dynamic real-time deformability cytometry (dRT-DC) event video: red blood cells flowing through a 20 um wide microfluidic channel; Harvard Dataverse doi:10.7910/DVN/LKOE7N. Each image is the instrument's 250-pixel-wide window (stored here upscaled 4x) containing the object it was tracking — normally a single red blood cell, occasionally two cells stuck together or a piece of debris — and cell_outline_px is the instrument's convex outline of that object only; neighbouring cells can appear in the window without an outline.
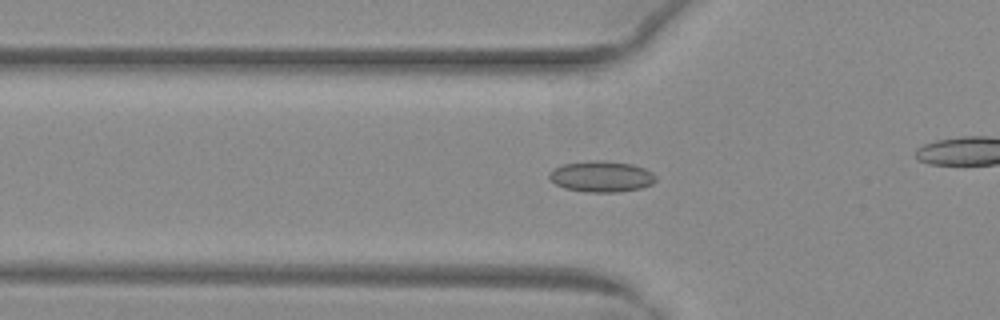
{"species": "common noctule bat (a hibernating species)", "species_latin": "Nyctalus noctula", "temperature_condition": "warm", "stored_images_in_passage": 38, "camera_frame_rate_fps": 3000, "um_per_image_px": 0.085, "animal": {"sex": "female", "body_mass_g": 29.2, "forearm_length_mm": 56.3}, "frame": {"image": 1, "passage_image": 14, "time_ms": 4.333, "image_size_px": [1000, 320], "cell_outline_px": [[656, 180], [652, 184], [640, 188], [620, 192], [588, 192], [564, 188], [556, 184], [548, 176], [548, 172], [552, 168], [564, 164], [588, 160], [604, 160], [632, 164], [644, 168], [652, 172], [656, 176]], "centroid_in_image_um": [51.11, 14.99], "position_along_channel_um": 74.7, "area_um2": 19.42}}
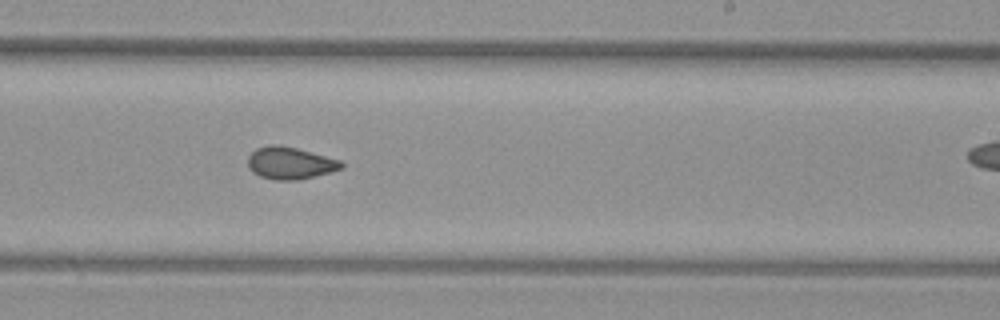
{"frame": {"image": 2, "passage_image": 28, "time_ms": 9.0, "image_size_px": [1000, 320], "cell_outline_px": [[344, 168], [296, 180], [276, 180], [260, 176], [252, 172], [248, 168], [248, 156], [256, 148], [268, 144], [280, 144], [296, 148], [340, 160], [344, 164]], "centroid_in_image_um": [24.62, 13.84], "position_along_channel_um": 264.4, "area_um2": 17.46}}
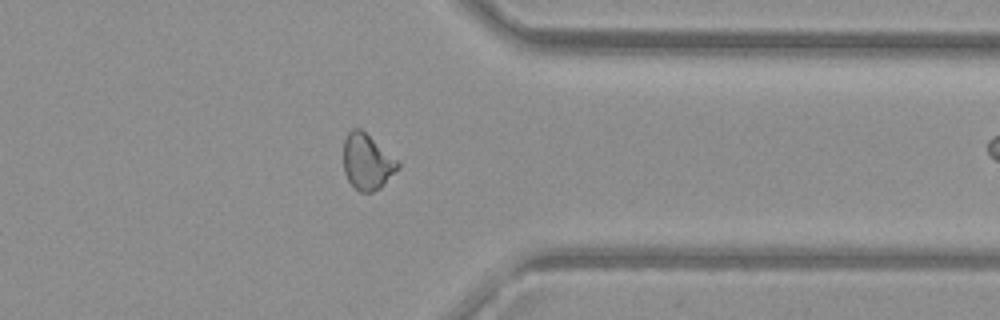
{"frame": {"image": 3, "passage_image": 37, "time_ms": 12.0, "image_size_px": [1000, 320], "cell_outline_px": [[400, 168], [380, 188], [372, 192], [360, 192], [348, 180], [344, 172], [344, 140], [348, 132], [352, 128], [360, 128], [400, 160]], "centroid_in_image_um": [31.24, 13.74], "position_along_channel_um": 380.2, "area_um2": 17.86}}